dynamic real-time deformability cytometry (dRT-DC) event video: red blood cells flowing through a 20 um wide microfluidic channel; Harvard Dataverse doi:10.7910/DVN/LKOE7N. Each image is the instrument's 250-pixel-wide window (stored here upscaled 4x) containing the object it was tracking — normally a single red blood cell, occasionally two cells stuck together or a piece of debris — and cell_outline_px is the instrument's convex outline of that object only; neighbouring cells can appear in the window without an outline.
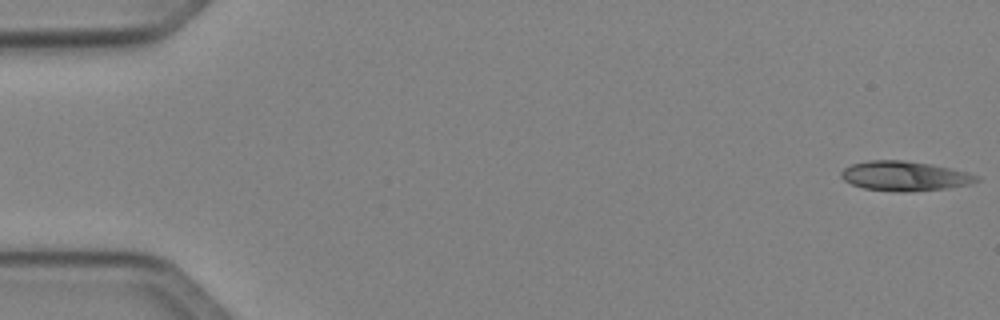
{"species": "Egyptian fruit bat (a non-hibernating species)", "species_latin": "Rousettus aegyptiacus", "temperature_condition": "cold", "stored_images_in_passage": 50, "camera_frame_rate_fps": 3000, "um_per_image_px": 0.085, "animal": {"sex": "female"}, "frame": {"image": 1, "passage_image": 1, "time_ms": 0.0, "image_size_px": [1000, 320], "cell_outline_px": [[980, 180], [968, 184], [948, 188], [904, 192], [896, 192], [864, 188], [852, 184], [844, 180], [840, 176], [840, 172], [844, 168], [852, 164], [868, 160], [904, 160], [932, 164], [980, 176]], "centroid_in_image_um": [76.86, 14.96], "position_along_channel_um": 8.1, "area_um2": 23.29}}
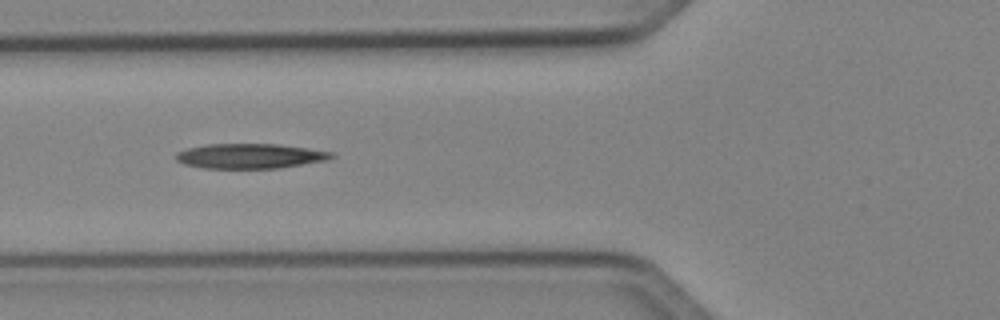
{"frame": {"image": 2, "passage_image": 19, "time_ms": 6.0, "image_size_px": [1000, 320], "cell_outline_px": [[336, 156], [328, 160], [280, 168], [204, 168], [184, 164], [176, 160], [176, 152], [188, 148], [208, 144], [276, 144], [332, 152]], "centroid_in_image_um": [21.25, 13.27], "position_along_channel_um": 104.6, "area_um2": 22.43}}
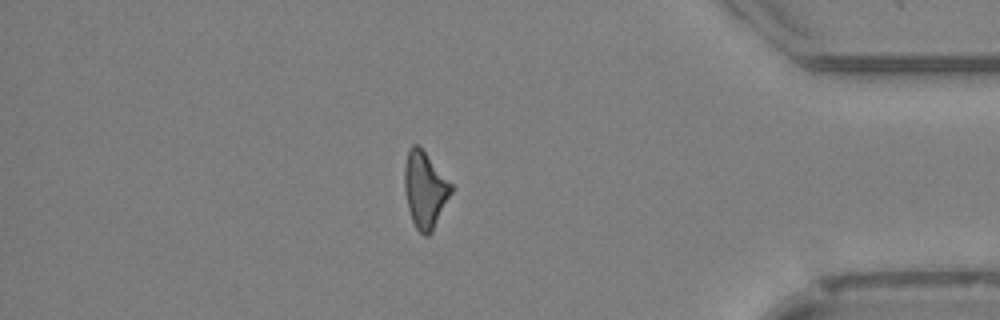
{"frame": {"image": 3, "passage_image": 43, "time_ms": 14.0, "image_size_px": [1000, 320], "cell_outline_px": [[452, 192], [432, 232], [428, 236], [424, 236], [416, 228], [412, 220], [408, 208], [404, 192], [404, 168], [408, 148], [412, 144], [416, 144], [424, 152], [452, 184]], "centroid_in_image_um": [36.1, 16.14], "position_along_channel_um": 399.1, "area_um2": 20.58}}